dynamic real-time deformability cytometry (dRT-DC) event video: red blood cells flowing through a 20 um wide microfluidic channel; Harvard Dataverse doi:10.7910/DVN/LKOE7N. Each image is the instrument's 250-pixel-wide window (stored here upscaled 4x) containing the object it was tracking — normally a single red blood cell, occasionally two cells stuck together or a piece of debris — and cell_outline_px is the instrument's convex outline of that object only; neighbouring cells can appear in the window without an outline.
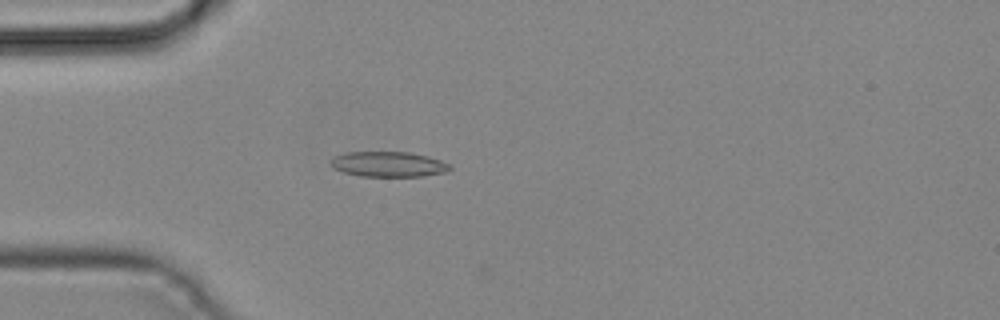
{"species": "common noctule bat (a hibernating species)", "species_latin": "Nyctalus noctula", "temperature_condition": "cold", "stored_images_in_passage": 7, "camera_frame_rate_fps": 3000, "um_per_image_px": 0.085, "animal": {"sex": "male", "body_mass_g": 19.2, "forearm_length_mm": 51.8}, "frame": {"image": 1, "passage_image": 6, "time_ms": 1.667, "image_size_px": [1000, 320], "cell_outline_px": [[452, 168], [444, 172], [420, 176], [360, 176], [344, 172], [332, 168], [332, 160], [336, 156], [344, 152], [412, 152], [428, 156], [440, 160], [448, 164]], "centroid_in_image_um": [33.01, 13.95], "position_along_channel_um": 52.0, "area_um2": 17.34}}